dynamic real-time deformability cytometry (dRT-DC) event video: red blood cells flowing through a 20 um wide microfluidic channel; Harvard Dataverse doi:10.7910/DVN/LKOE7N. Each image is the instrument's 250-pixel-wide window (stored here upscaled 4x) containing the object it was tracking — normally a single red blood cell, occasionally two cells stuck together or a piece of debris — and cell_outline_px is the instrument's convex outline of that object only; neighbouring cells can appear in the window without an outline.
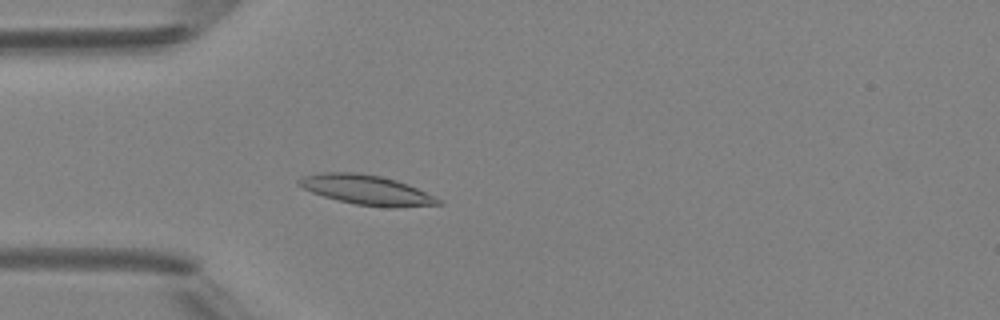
{"species": "Egyptian fruit bat (a non-hibernating species)", "species_latin": "Rousettus aegyptiacus", "temperature_condition": "room temperature", "stored_images_in_passage": 41, "camera_frame_rate_fps": 3000, "um_per_image_px": 0.085, "animal": {"sex": "female"}, "frame": {"image": 1, "passage_image": 7, "time_ms": 2.0, "image_size_px": [1000, 320], "cell_outline_px": [[444, 204], [396, 208], [388, 208], [356, 204], [324, 196], [312, 192], [296, 184], [296, 180], [304, 176], [320, 172], [360, 172], [380, 176], [396, 180], [408, 184], [440, 200]], "centroid_in_image_um": [31.14, 16.14], "position_along_channel_um": 53.9, "area_um2": 24.04}}
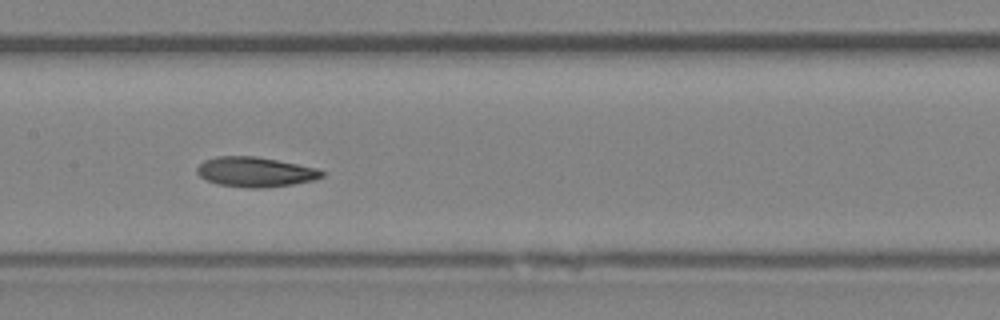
{"frame": {"image": 2, "passage_image": 17, "time_ms": 5.333, "image_size_px": [1000, 320], "cell_outline_px": [[324, 176], [312, 180], [292, 184], [264, 188], [248, 188], [216, 184], [200, 176], [196, 172], [196, 168], [204, 160], [216, 156], [256, 156], [316, 168], [324, 172]], "centroid_in_image_um": [21.66, 14.61], "position_along_channel_um": 185.7, "area_um2": 21.62}}
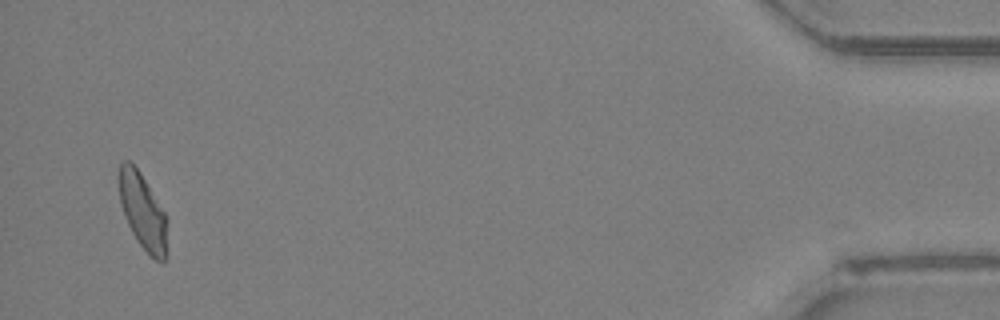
{"frame": {"image": 3, "passage_image": 40, "time_ms": 13.0, "image_size_px": [1000, 320], "cell_outline_px": [[168, 256], [164, 264], [156, 260], [136, 240], [124, 216], [120, 204], [116, 176], [120, 164], [124, 160], [128, 160], [140, 172], [164, 212]], "centroid_in_image_um": [12.09, 17.96], "position_along_channel_um": 423.1, "area_um2": 21.44}, "authors_computed_cell_mechanics": {"area_um2": 21.5594, "velocity_mm_per_s": 4.1997, "shape_relaxation_time_tau1_ms": 6.3634, "shape_relaxation_time_tau2_ms": 2.3796, "deformation_change_tau1": 0.1494, "deformation_change_tau2": 0.075}}